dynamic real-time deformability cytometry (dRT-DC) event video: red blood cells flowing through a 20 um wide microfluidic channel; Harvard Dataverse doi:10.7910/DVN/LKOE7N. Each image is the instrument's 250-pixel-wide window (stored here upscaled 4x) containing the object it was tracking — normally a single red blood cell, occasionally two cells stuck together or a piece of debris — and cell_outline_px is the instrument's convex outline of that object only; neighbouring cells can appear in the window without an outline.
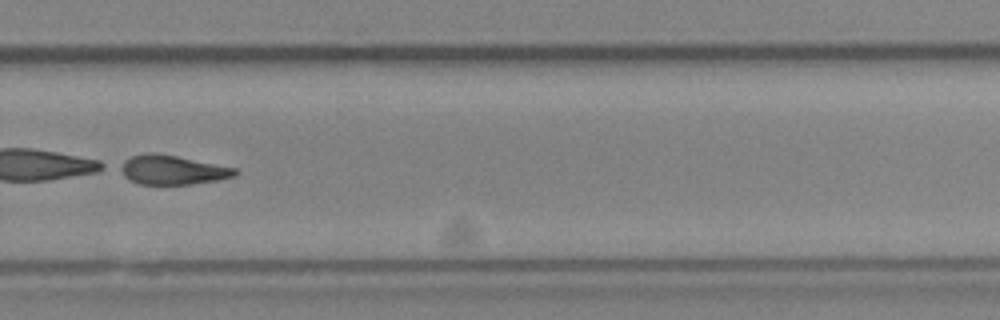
{"species": "Egyptian fruit bat (a non-hibernating species)", "species_latin": "Rousettus aegyptiacus", "temperature_condition": "cold", "stored_images_in_passage": 40, "camera_frame_rate_fps": 3000, "um_per_image_px": 0.085, "animal": {"sex": "female"}, "frame": {"image": 1, "passage_image": 25, "time_ms": 8.0, "image_size_px": [1000, 320], "cell_outline_px": [[240, 172], [236, 176], [216, 180], [192, 184], [140, 184], [124, 176], [116, 168], [116, 164], [132, 156], [148, 152], [156, 152], [236, 168]], "centroid_in_image_um": [14.6, 14.43], "position_along_channel_um": 315.2, "area_um2": 19.71}}